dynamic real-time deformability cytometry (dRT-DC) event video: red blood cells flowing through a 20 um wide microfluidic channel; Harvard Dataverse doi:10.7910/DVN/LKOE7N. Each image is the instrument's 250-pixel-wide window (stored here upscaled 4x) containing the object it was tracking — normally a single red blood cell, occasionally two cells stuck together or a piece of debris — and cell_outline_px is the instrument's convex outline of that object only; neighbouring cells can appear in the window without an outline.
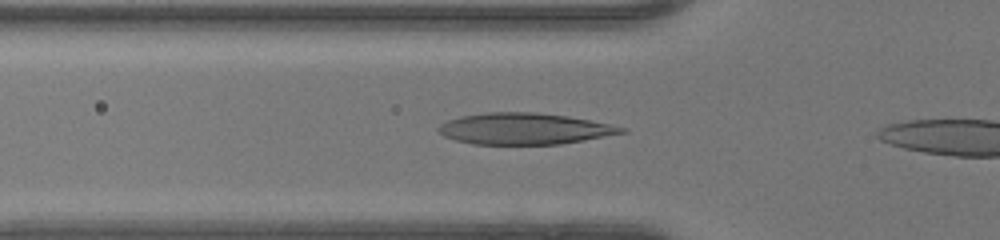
{"species": "human", "species_latin": "Homo sapiens", "temperature_condition": "warm", "stored_images_in_passage": 12, "camera_frame_rate_fps": 3000, "um_per_image_px": 0.085, "donor": {"sex": "female"}, "frame": {"image": 1, "passage_image": 4, "time_ms": 1.0, "image_size_px": [1000, 240], "cell_outline_px": [[628, 132], [584, 140], [560, 144], [472, 144], [456, 140], [444, 136], [436, 128], [440, 124], [448, 120], [460, 116], [484, 112], [536, 112], [568, 116], [628, 128]], "centroid_in_image_um": [44.56, 10.94], "position_along_channel_um": 81.2, "area_um2": 33.41}}
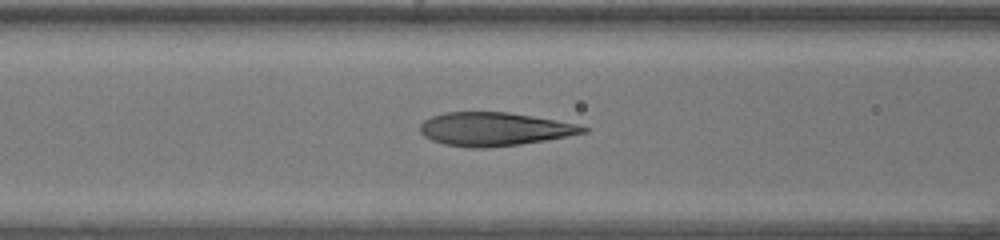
{"frame": {"image": 2, "passage_image": 7, "time_ms": 2.0, "image_size_px": [1000, 240], "cell_outline_px": [[592, 128], [588, 132], [544, 140], [520, 144], [484, 148], [472, 148], [444, 144], [432, 140], [424, 136], [420, 132], [420, 124], [424, 120], [432, 116], [444, 112], [508, 112], [556, 120], [576, 124]], "centroid_in_image_um": [42.01, 10.97], "position_along_channel_um": 124.6, "area_um2": 31.67}}
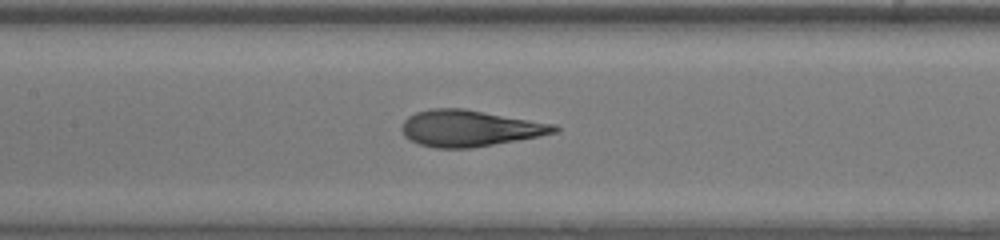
{"frame": {"image": 3, "passage_image": 10, "time_ms": 3.0, "image_size_px": [1000, 240], "cell_outline_px": [[560, 132], [540, 136], [472, 148], [436, 148], [420, 144], [404, 136], [400, 128], [404, 120], [408, 116], [416, 112], [432, 108], [464, 108], [556, 124], [560, 128]], "centroid_in_image_um": [39.95, 10.9], "position_along_channel_um": 167.5, "area_um2": 32.48}}